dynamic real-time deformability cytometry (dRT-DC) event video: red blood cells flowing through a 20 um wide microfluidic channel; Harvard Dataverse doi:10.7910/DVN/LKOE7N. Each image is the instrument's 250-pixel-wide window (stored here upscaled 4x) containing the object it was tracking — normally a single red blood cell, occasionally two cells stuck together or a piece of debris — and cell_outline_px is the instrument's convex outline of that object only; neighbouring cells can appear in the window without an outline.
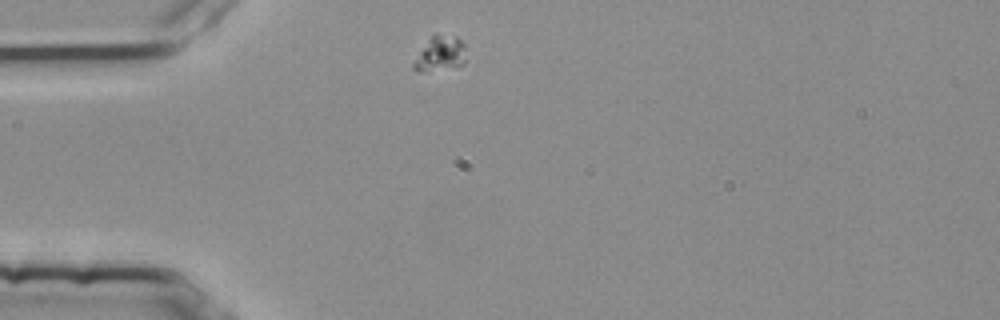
{"species": "common noctule bat (a hibernating species)", "species_latin": "Nyctalus noctula", "temperature_condition": "room temperature", "stored_images_in_passage": 2, "camera_frame_rate_fps": 3000, "um_per_image_px": 0.085, "animal": {"sex": "female", "body_mass_g": 25.1}, "frame": {"image": 1, "passage_image": 1, "time_ms": 0.0, "image_size_px": [1000, 320], "cell_outline_px": [[464, 64], [416, 72], [412, 68], [412, 64], [428, 40], [436, 32], [456, 36], [464, 44]], "centroid_in_image_um": [37.4, 4.52], "position_along_channel_um": 47.6, "area_um2": 10.29}}